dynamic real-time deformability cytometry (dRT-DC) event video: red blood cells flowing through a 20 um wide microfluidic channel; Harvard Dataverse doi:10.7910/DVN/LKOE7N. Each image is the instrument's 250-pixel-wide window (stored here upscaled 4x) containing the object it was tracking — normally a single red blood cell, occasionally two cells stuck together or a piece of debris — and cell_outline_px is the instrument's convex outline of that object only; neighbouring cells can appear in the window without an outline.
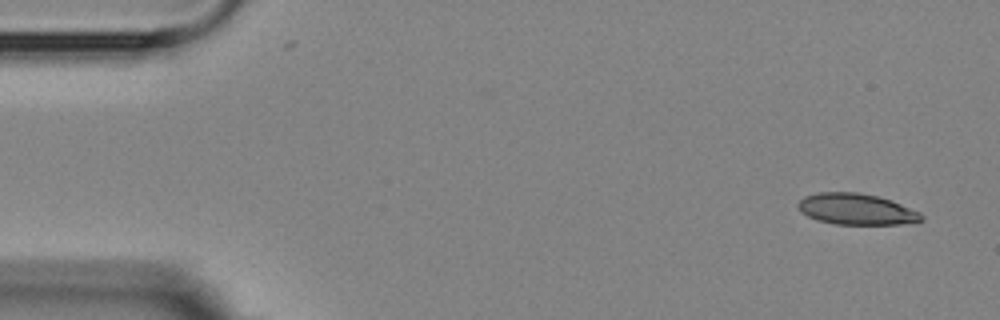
{"species": "Egyptian fruit bat (a non-hibernating species)", "species_latin": "Rousettus aegyptiacus", "temperature_condition": "room temperature", "stored_images_in_passage": 7, "camera_frame_rate_fps": 3000, "um_per_image_px": 0.085, "animal": {"sex": "female"}, "frame": {"image": 1, "passage_image": 1, "time_ms": 0.0, "image_size_px": [1000, 320], "cell_outline_px": [[924, 220], [900, 224], [836, 224], [816, 220], [800, 212], [796, 204], [804, 196], [816, 192], [856, 192], [880, 196], [892, 200], [920, 212], [924, 216]], "centroid_in_image_um": [72.77, 17.77], "position_along_channel_um": 12.2, "area_um2": 22.6}}
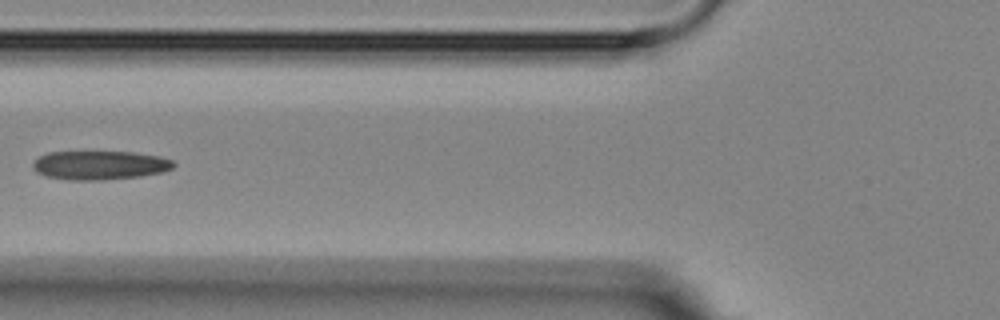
{"frame": {"image": 2, "passage_image": 6, "time_ms": 6.0, "image_size_px": [1000, 320], "cell_outline_px": [[176, 164], [172, 168], [160, 172], [140, 176], [100, 180], [68, 180], [44, 176], [36, 172], [32, 168], [32, 164], [40, 156], [48, 152], [132, 152], [160, 156], [172, 160]], "centroid_in_image_um": [8.45, 14.04], "position_along_channel_um": 117.4, "area_um2": 23.64}}
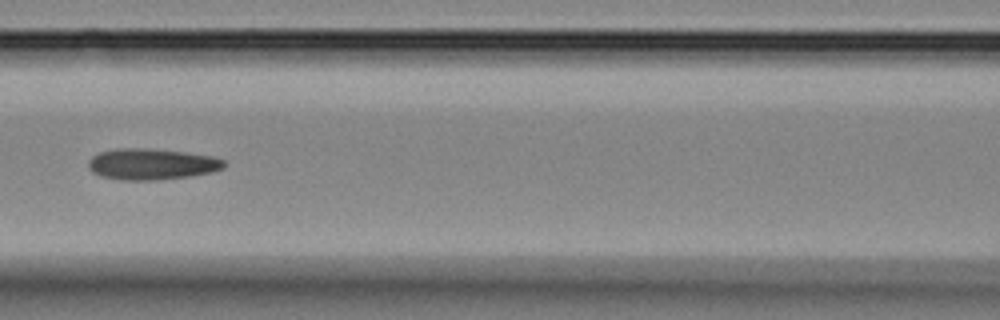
{"frame": {"image": 3, "passage_image": 7, "time_ms": 7.0, "image_size_px": [1000, 320], "cell_outline_px": [[228, 164], [224, 168], [212, 172], [192, 176], [156, 180], [124, 180], [100, 176], [92, 172], [88, 168], [88, 160], [92, 156], [100, 152], [116, 148], [148, 148], [184, 152], [212, 156], [224, 160]], "centroid_in_image_um": [12.9, 13.95], "position_along_channel_um": 153.7, "area_um2": 24.85}}